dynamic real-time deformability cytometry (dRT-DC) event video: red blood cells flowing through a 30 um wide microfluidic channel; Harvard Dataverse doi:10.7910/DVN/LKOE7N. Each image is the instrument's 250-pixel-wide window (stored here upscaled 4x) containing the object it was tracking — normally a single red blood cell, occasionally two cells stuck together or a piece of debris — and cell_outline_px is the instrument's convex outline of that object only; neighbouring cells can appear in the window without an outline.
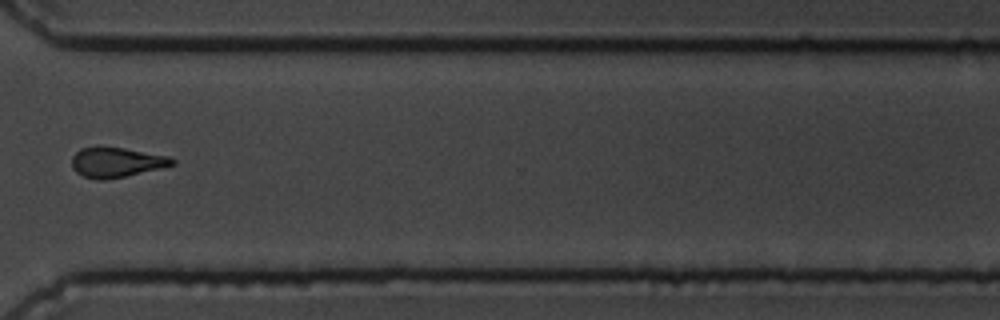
{"species": "common noctule bat (a hibernating species)", "species_latin": "Nyctalus noctula", "temperature_condition": "cold", "stored_images_in_passage": 12, "camera_frame_rate_fps": 3000, "um_per_image_px": 0.085, "animal": {"sex": "male", "body_mass_g": 19.5, "forearm_length_mm": 54.6}, "frame": {"image": 1, "passage_image": 9, "time_ms": 9.0, "image_size_px": [1000, 320], "cell_outline_px": [[176, 164], [160, 168], [124, 176], [104, 180], [96, 180], [84, 176], [76, 172], [72, 168], [72, 156], [80, 148], [96, 144], [100, 144], [124, 148], [168, 156], [176, 160]], "centroid_in_image_um": [9.84, 13.75], "position_along_channel_um": 360.8, "area_um2": 17.86}}